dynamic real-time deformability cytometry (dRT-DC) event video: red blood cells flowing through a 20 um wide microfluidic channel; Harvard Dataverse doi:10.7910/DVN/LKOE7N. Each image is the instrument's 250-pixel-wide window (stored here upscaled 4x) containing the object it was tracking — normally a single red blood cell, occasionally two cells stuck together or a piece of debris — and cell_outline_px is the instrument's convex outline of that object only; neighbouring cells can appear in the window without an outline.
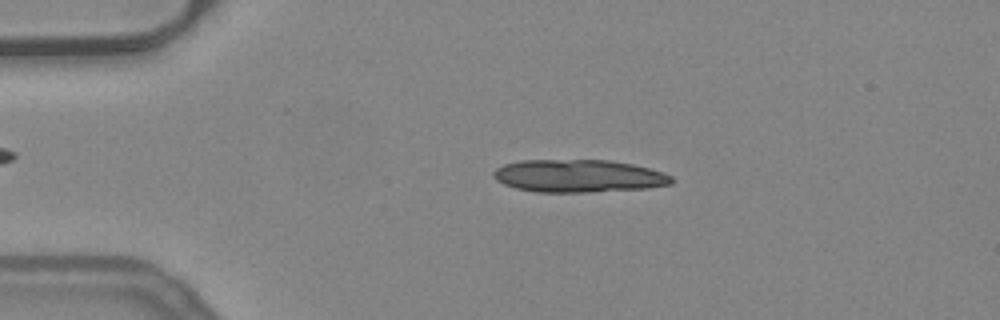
{"species": "common noctule bat (a hibernating species)", "species_latin": "Nyctalus noctula", "temperature_condition": "warm", "stored_images_in_passage": 42, "segment_of_instrument_passage": [1, 2], "camera_frame_rate_fps": 3000, "um_per_image_px": 0.085, "animal": {"sex": "female", "body_mass_g": 24.6, "forearm_length_mm": 56.2}, "frame": {"image": 1, "passage_image": 1, "time_ms": 0.0, "image_size_px": [1000, 320], "cell_outline_px": [[672, 184], [648, 188], [588, 192], [536, 192], [516, 188], [504, 184], [496, 180], [492, 176], [492, 172], [496, 168], [504, 164], [520, 160], [608, 160], [632, 164], [648, 168], [672, 176]], "centroid_in_image_um": [49.13, 14.96], "position_along_channel_um": 35.9, "area_um2": 33.93}}